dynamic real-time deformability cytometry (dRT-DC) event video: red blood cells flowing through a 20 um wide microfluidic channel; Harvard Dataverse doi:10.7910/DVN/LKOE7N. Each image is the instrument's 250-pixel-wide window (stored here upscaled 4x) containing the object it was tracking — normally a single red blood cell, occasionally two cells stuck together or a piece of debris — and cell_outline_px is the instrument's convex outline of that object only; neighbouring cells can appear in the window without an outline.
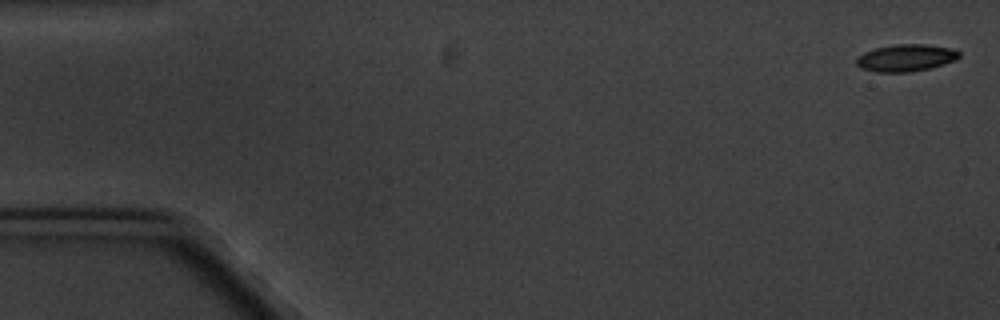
{"species": "common noctule bat (a hibernating species)", "species_latin": "Nyctalus noctula", "temperature_condition": "cold", "stored_images_in_passage": 9, "camera_frame_rate_fps": 3000, "um_per_image_px": 0.085, "animal": {"sex": "male", "body_mass_g": 20.1, "forearm_length_mm": 53.5}, "frame": {"image": 1, "passage_image": 1, "time_ms": 0.0, "image_size_px": [1000, 320], "cell_outline_px": [[960, 56], [956, 60], [944, 64], [912, 72], [876, 72], [860, 68], [856, 64], [856, 60], [864, 52], [876, 48], [896, 44], [924, 44], [952, 48], [960, 52]], "centroid_in_image_um": [77.01, 4.92], "position_along_channel_um": 8.0, "area_um2": 16.18}}
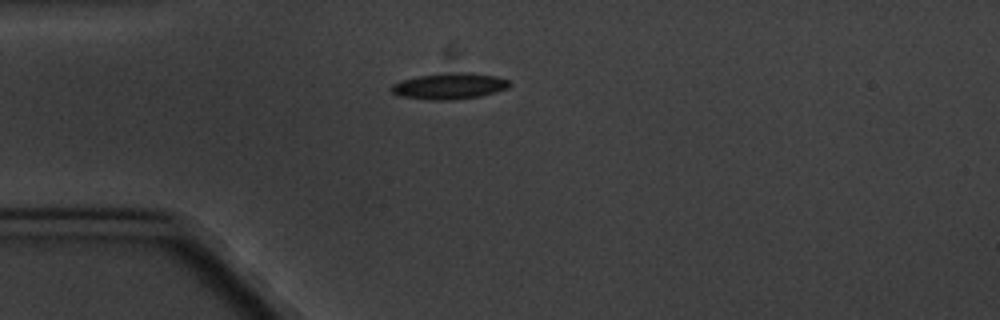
{"frame": {"image": 2, "passage_image": 4, "time_ms": 4.667, "image_size_px": [1000, 320], "cell_outline_px": [[512, 84], [508, 88], [496, 92], [480, 96], [452, 100], [428, 100], [400, 96], [392, 92], [392, 84], [400, 80], [416, 76], [444, 72], [472, 72], [496, 76], [508, 80]], "centroid_in_image_um": [38.21, 7.3], "position_along_channel_um": 46.8, "area_um2": 18.32}}